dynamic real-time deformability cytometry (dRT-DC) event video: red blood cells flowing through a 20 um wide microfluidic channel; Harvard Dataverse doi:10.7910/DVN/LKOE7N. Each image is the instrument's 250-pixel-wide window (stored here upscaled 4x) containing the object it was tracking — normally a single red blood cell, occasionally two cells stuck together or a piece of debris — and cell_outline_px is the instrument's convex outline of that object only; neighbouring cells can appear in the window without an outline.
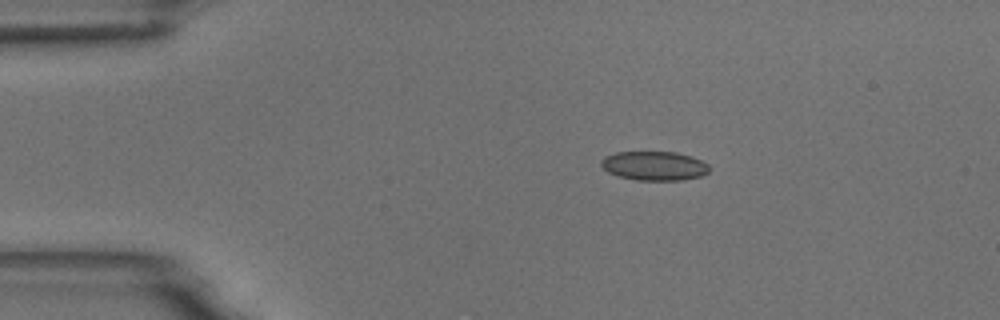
{"species": "common noctule bat (a hibernating species)", "species_latin": "Nyctalus noctula", "temperature_condition": "room temperature", "stored_images_in_passage": 46, "camera_frame_rate_fps": 3000, "um_per_image_px": 0.085, "animal": {"sex": "male", "body_mass_g": 18.8}, "frame": {"image": 1, "passage_image": 1, "time_ms": 0.0, "image_size_px": [1000, 320], "cell_outline_px": [[708, 172], [700, 176], [680, 180], [636, 180], [620, 176], [608, 172], [600, 164], [600, 160], [604, 156], [616, 152], [676, 152], [692, 156], [708, 164]], "centroid_in_image_um": [55.59, 14.08], "position_along_channel_um": 29.4, "area_um2": 18.26}}
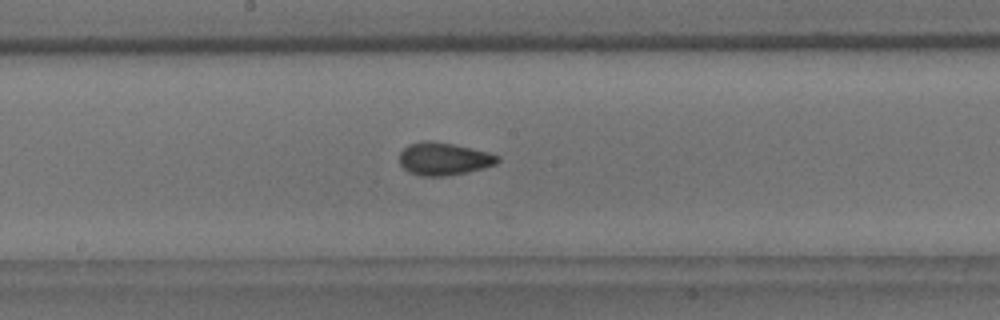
{"frame": {"image": 2, "passage_image": 20, "time_ms": 6.333, "image_size_px": [1000, 320], "cell_outline_px": [[500, 160], [496, 164], [484, 168], [468, 172], [444, 176], [420, 176], [408, 172], [400, 164], [400, 152], [408, 144], [424, 140], [432, 140], [452, 144], [488, 152], [500, 156]], "centroid_in_image_um": [37.71, 13.5], "position_along_channel_um": 210.5, "area_um2": 18.79}}
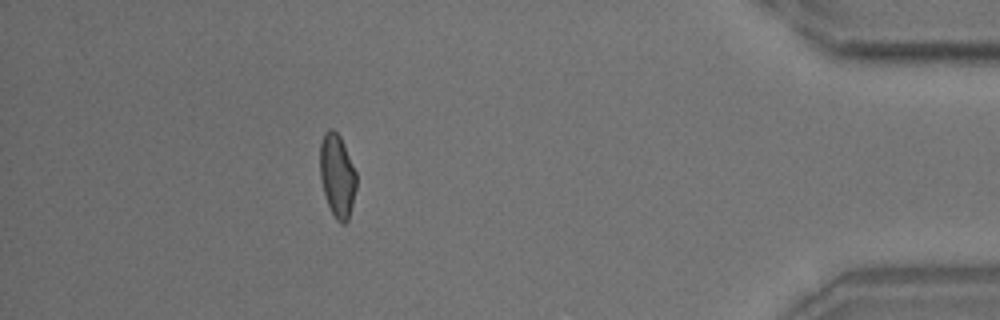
{"frame": {"image": 3, "passage_image": 40, "time_ms": 13.0, "image_size_px": [1000, 320], "cell_outline_px": [[356, 188], [348, 220], [344, 224], [340, 224], [336, 220], [328, 204], [320, 180], [320, 144], [324, 132], [328, 128], [332, 128], [340, 136], [356, 172]], "centroid_in_image_um": [28.65, 14.92], "position_along_channel_um": 406.5, "area_um2": 17.57}, "authors_computed_cell_mechanics": {"area_um2": 17.9758, "velocity_mm_per_s": 3.6906, "shape_relaxation_time_tau1_ms": 8.7533, "shape_relaxation_time_tau2_ms": 1.4825, "deformation_change_tau1": 0.1526, "deformation_change_tau2": 0.0671}}